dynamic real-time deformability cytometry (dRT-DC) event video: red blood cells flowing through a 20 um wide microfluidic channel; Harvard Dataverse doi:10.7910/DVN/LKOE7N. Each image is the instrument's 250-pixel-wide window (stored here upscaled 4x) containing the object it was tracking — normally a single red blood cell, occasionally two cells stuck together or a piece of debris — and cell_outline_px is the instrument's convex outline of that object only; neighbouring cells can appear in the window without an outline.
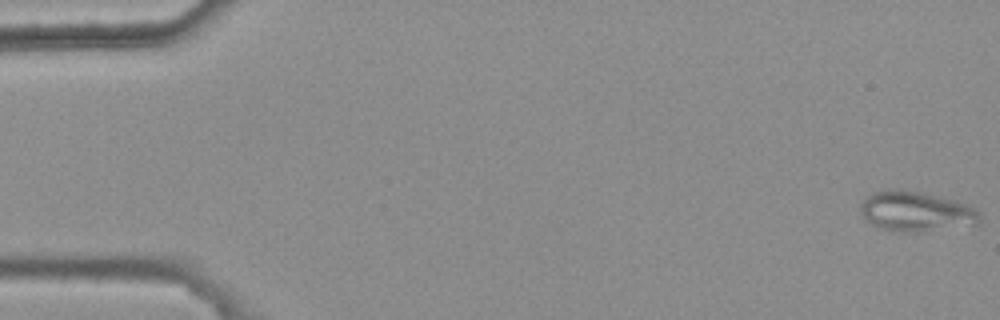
{"species": "common noctule bat (a hibernating species)", "species_latin": "Nyctalus noctula", "temperature_condition": "warm", "stored_images_in_passage": 5, "camera_frame_rate_fps": 3000, "um_per_image_px": 0.085, "animal": {"sex": "female", "body_mass_g": 25.1}, "frame": {"image": 1, "passage_image": 1, "time_ms": 0.0, "image_size_px": [1000, 320], "cell_outline_px": [[980, 224], [916, 232], [904, 232], [880, 228], [872, 224], [860, 212], [860, 204], [868, 196], [876, 192], [892, 188], [920, 192], [956, 200], [976, 208], [980, 212]], "centroid_in_image_um": [77.9, 17.97], "position_along_channel_um": 7.1, "area_um2": 27.69}}